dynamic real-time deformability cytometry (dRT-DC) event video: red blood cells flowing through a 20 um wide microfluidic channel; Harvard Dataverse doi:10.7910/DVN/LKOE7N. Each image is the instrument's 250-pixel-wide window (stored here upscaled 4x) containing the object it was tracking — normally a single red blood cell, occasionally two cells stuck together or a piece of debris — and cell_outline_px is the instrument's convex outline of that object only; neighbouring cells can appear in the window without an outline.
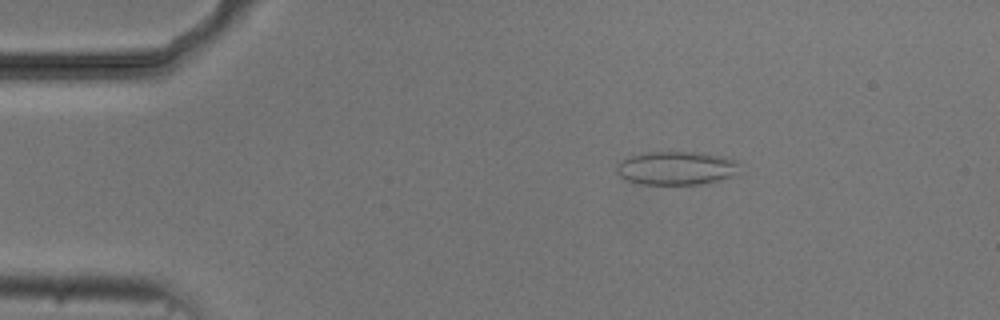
{"species": "common noctule bat (a hibernating species)", "species_latin": "Nyctalus noctula", "temperature_condition": "cold", "stored_images_in_passage": 6, "camera_frame_rate_fps": 3000, "um_per_image_px": 0.085, "animal": {"sex": "male", "body_mass_g": 20.5, "forearm_length_mm": 52.5}, "frame": {"image": 1, "passage_image": 3, "time_ms": 2.333, "image_size_px": [1000, 320], "cell_outline_px": [[736, 172], [732, 176], [700, 184], [640, 184], [628, 180], [620, 176], [616, 172], [616, 164], [632, 156], [644, 152], [692, 152], [724, 156], [736, 160]], "centroid_in_image_um": [57.44, 14.28], "position_along_channel_um": 27.6, "area_um2": 23.64}}